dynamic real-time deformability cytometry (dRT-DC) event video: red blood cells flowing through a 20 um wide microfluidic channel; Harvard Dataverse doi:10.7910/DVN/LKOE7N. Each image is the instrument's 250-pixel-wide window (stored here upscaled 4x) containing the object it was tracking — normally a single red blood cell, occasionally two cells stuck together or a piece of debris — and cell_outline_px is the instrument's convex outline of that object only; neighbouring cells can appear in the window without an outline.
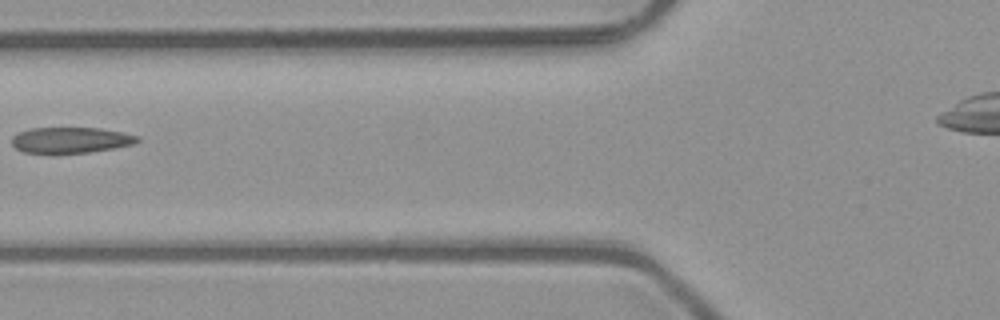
{"species": "common noctule bat (a hibernating species)", "species_latin": "Nyctalus noctula", "temperature_condition": "room temperature", "stored_images_in_passage": 4, "camera_frame_rate_fps": 3000, "um_per_image_px": 0.085, "animal": {"sex": "male", "body_mass_g": 23.1, "forearm_length_mm": 52.7}, "frame": {"image": 1, "passage_image": 4, "time_ms": 1.0, "image_size_px": [1000, 320], "cell_outline_px": [[140, 140], [132, 144], [112, 148], [88, 152], [52, 156], [24, 152], [16, 148], [12, 144], [12, 136], [28, 128], [100, 128], [124, 132], [140, 136]], "centroid_in_image_um": [5.96, 11.94], "position_along_channel_um": 119.8, "area_um2": 19.54}}